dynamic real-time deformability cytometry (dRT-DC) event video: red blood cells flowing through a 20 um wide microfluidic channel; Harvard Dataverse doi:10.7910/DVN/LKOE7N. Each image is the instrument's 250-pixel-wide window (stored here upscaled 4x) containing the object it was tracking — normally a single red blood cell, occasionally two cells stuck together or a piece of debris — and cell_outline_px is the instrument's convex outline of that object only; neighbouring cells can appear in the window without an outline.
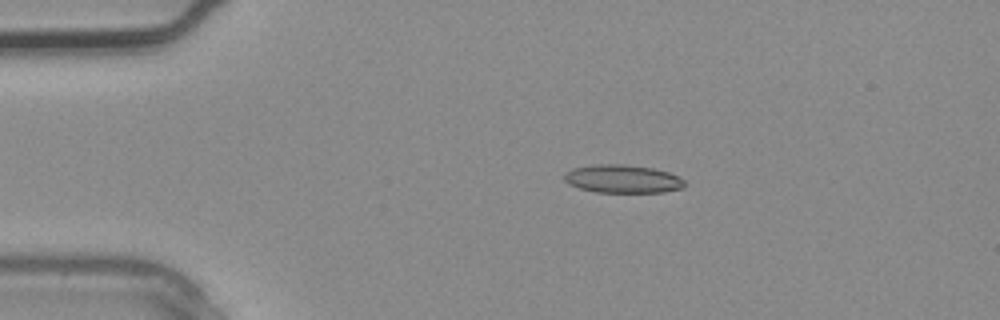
{"species": "common noctule bat (a hibernating species)", "species_latin": "Nyctalus noctula", "temperature_condition": "warm", "stored_images_in_passage": 3, "camera_frame_rate_fps": 3000, "um_per_image_px": 0.085, "animal": {"sex": "male", "body_mass_g": 20.4}, "frame": {"image": 1, "passage_image": 2, "time_ms": 0.333, "image_size_px": [1000, 320], "cell_outline_px": [[684, 188], [664, 192], [596, 192], [580, 188], [568, 184], [564, 180], [564, 176], [572, 168], [592, 164], [624, 164], [652, 168], [668, 172], [684, 180]], "centroid_in_image_um": [52.91, 15.2], "position_along_channel_um": 32.1, "area_um2": 19.71}}
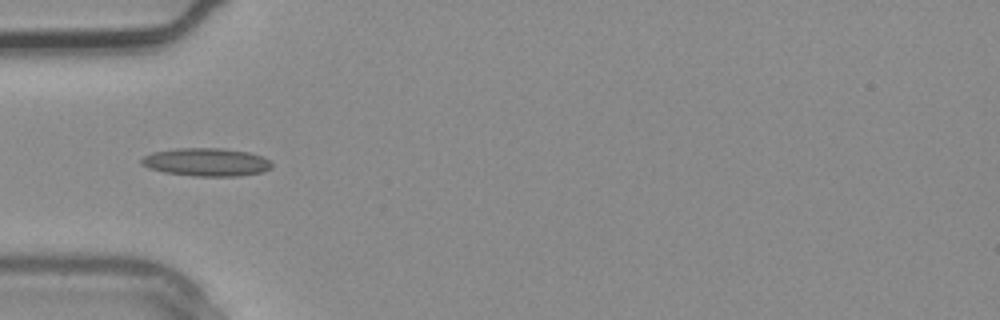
{"frame": {"image": 2, "passage_image": 3, "time_ms": 0.667, "image_size_px": [1000, 320], "cell_outline_px": [[272, 168], [264, 172], [236, 176], [192, 176], [164, 172], [148, 168], [140, 164], [140, 160], [144, 156], [152, 152], [176, 148], [224, 148], [248, 152], [264, 156], [272, 164]], "centroid_in_image_um": [17.54, 13.78], "position_along_channel_um": 67.5, "area_um2": 21.56}}